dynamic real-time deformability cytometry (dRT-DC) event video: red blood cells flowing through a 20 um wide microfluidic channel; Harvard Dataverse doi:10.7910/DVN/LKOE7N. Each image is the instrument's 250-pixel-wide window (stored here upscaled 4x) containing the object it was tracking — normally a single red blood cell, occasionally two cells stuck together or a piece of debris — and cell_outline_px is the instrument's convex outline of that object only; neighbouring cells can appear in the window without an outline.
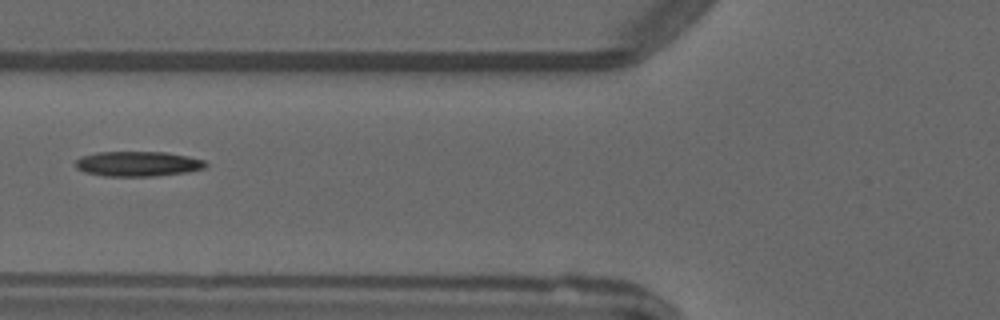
{"species": "common noctule bat (a hibernating species)", "species_latin": "Nyctalus noctula", "temperature_condition": "warm", "stored_images_in_passage": 2, "camera_frame_rate_fps": 3000, "um_per_image_px": 0.085, "animal": {"sex": "male", "forearm_length_mm": 52.5}, "frame": {"image": 1, "passage_image": 2, "time_ms": 1.0, "image_size_px": [1000, 320], "cell_outline_px": [[208, 164], [204, 168], [188, 172], [156, 176], [104, 176], [84, 172], [76, 168], [76, 160], [80, 156], [96, 152], [168, 152], [188, 156], [204, 160]], "centroid_in_image_um": [11.71, 13.92], "position_along_channel_um": 114.1, "area_um2": 19.13}}